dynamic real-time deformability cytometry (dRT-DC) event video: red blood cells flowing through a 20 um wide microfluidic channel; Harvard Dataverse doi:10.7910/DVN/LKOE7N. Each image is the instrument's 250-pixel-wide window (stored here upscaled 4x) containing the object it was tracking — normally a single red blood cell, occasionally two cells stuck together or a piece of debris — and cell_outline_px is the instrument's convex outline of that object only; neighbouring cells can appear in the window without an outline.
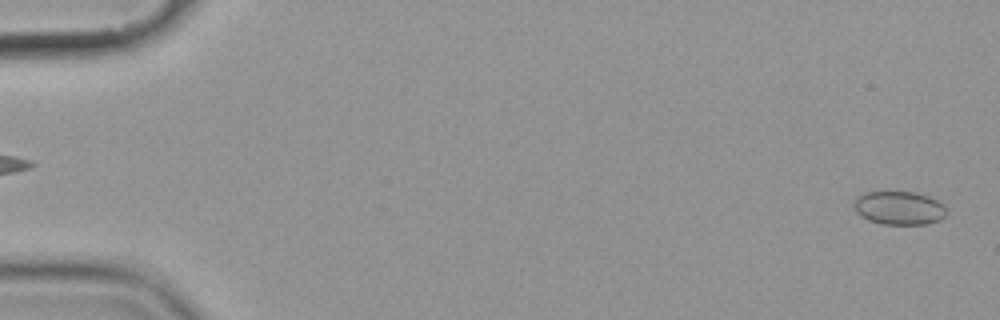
{"species": "common noctule bat (a hibernating species)", "species_latin": "Nyctalus noctula", "temperature_condition": "cold", "stored_images_in_passage": 6, "segment_of_instrument_passage": [2, 2], "camera_frame_rate_fps": 3000, "um_per_image_px": 0.085, "animal": {"sex": "female", "body_mass_g": 19.9}, "frame": {"image": 1, "passage_image": 6, "time_ms": 5.667, "image_size_px": [1000, 320], "cell_outline_px": [[948, 212], [940, 220], [924, 224], [880, 224], [868, 220], [860, 216], [856, 212], [852, 204], [856, 196], [864, 192], [916, 192], [928, 196], [944, 204]], "centroid_in_image_um": [76.4, 17.67], "position_along_channel_um": 8.6, "area_um2": 18.32}}